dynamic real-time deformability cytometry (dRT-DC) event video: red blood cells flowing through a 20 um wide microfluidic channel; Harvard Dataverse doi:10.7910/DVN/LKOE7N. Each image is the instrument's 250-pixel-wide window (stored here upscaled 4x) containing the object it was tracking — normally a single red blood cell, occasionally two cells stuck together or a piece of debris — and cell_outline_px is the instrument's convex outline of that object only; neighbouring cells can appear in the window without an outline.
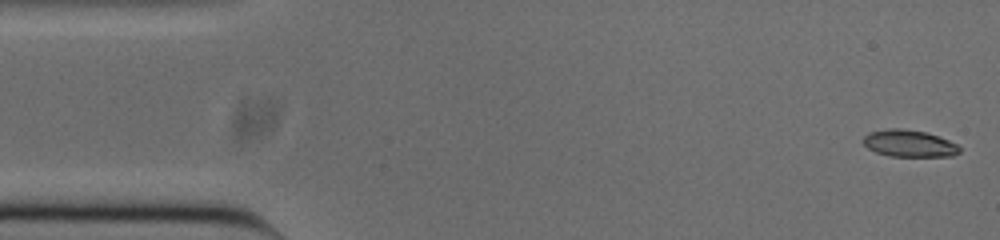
{"species": "common noctule bat (a hibernating species)", "species_latin": "Nyctalus noctula", "temperature_condition": "cold", "stored_images_in_passage": 53, "camera_frame_rate_fps": 3000, "um_per_image_px": 0.085, "animal": {"sex": "male", "body_mass_g": 20.0, "forearm_length_mm": 53.3}, "frame": {"image": 1, "passage_image": 1, "time_ms": 0.0, "image_size_px": [1000, 240], "cell_outline_px": [[960, 152], [952, 156], [888, 156], [876, 152], [868, 148], [864, 144], [864, 136], [868, 132], [888, 128], [900, 128], [924, 132], [948, 140], [956, 144], [960, 148]], "centroid_in_image_um": [77.25, 12.19], "position_along_channel_um": 7.7, "area_um2": 14.97}}
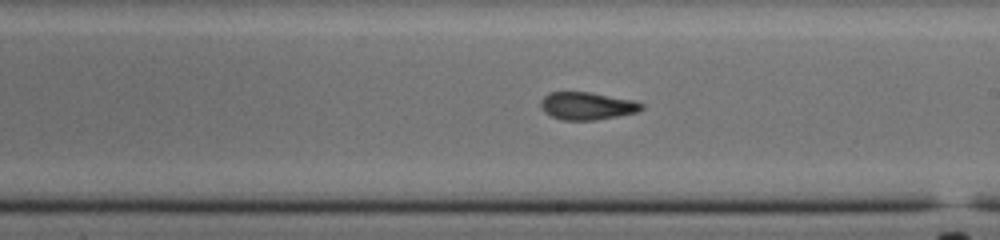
{"frame": {"image": 2, "passage_image": 28, "time_ms": 9.0, "image_size_px": [1000, 240], "cell_outline_px": [[644, 108], [636, 112], [596, 120], [564, 120], [552, 116], [544, 112], [540, 104], [544, 96], [548, 92], [588, 92], [636, 100], [644, 104]], "centroid_in_image_um": [49.92, 8.99], "position_along_channel_um": 239.1, "area_um2": 16.18}}
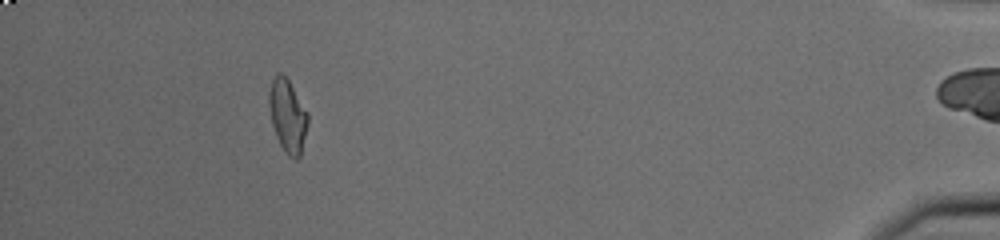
{"frame": {"image": 3, "passage_image": 47, "time_ms": 15.333, "image_size_px": [1000, 240], "cell_outline_px": [[308, 124], [300, 156], [296, 160], [288, 156], [280, 144], [276, 136], [272, 124], [268, 104], [268, 96], [272, 80], [276, 72], [280, 72], [288, 80], [308, 112]], "centroid_in_image_um": [24.44, 9.84], "position_along_channel_um": 410.8, "area_um2": 16.47}, "authors_computed_cell_mechanics": {"area_um2": 16.2418, "velocity_mm_per_s": 3.8451, "shape_relaxation_time_tau1_ms": null, "shape_relaxation_time_tau2_ms": 2.0112, "deformation_change_tau1": null, "deformation_change_tau2": 0.0802}}